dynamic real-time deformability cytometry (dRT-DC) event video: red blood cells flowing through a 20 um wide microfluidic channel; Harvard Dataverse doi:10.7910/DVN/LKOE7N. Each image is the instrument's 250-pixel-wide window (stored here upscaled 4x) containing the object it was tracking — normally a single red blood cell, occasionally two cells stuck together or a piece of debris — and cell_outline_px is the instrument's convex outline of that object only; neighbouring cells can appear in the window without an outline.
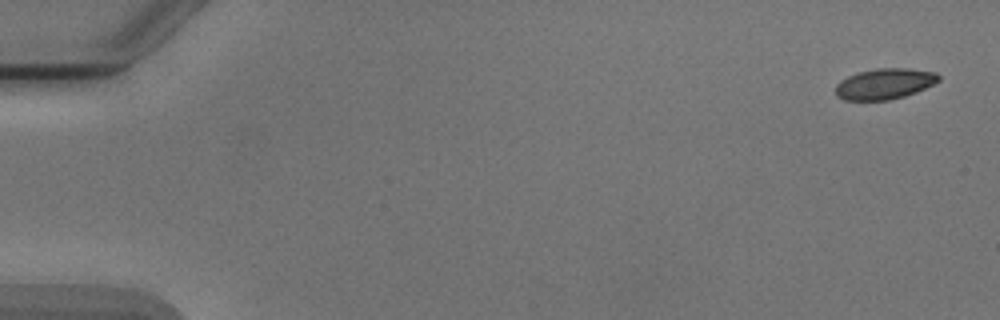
{"species": "Egyptian fruit bat (a non-hibernating species)", "species_latin": "Rousettus aegyptiacus", "temperature_condition": "cold", "stored_images_in_passage": 6, "camera_frame_rate_fps": 3000, "um_per_image_px": 0.085, "animal": {"sex": "male"}, "frame": {"image": 1, "passage_image": 1, "time_ms": 0.0, "image_size_px": [1000, 320], "cell_outline_px": [[940, 80], [916, 92], [904, 96], [888, 100], [844, 100], [836, 96], [836, 84], [840, 80], [856, 72], [876, 68], [908, 68], [936, 72], [940, 76]], "centroid_in_image_um": [75.17, 7.11], "position_along_channel_um": 9.8, "area_um2": 18.55}}
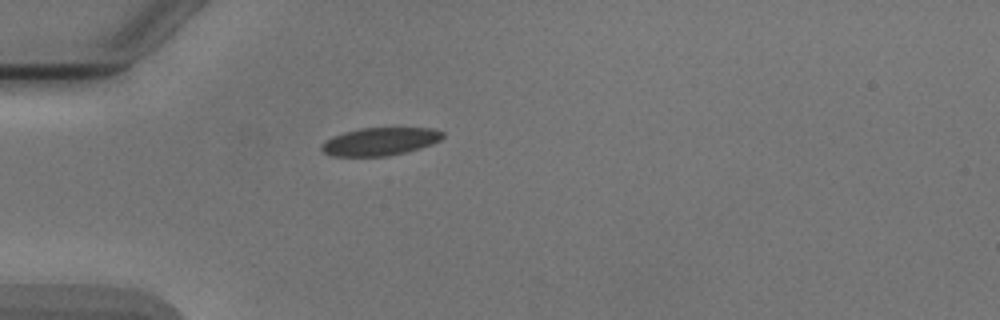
{"frame": {"image": 2, "passage_image": 5, "time_ms": 4.667, "image_size_px": [1000, 320], "cell_outline_px": [[444, 136], [440, 140], [432, 144], [420, 148], [388, 156], [332, 156], [324, 152], [320, 148], [320, 144], [324, 140], [332, 136], [344, 132], [360, 128], [432, 128], [444, 132]], "centroid_in_image_um": [32.27, 12.02], "position_along_channel_um": 52.7, "area_um2": 19.77}}